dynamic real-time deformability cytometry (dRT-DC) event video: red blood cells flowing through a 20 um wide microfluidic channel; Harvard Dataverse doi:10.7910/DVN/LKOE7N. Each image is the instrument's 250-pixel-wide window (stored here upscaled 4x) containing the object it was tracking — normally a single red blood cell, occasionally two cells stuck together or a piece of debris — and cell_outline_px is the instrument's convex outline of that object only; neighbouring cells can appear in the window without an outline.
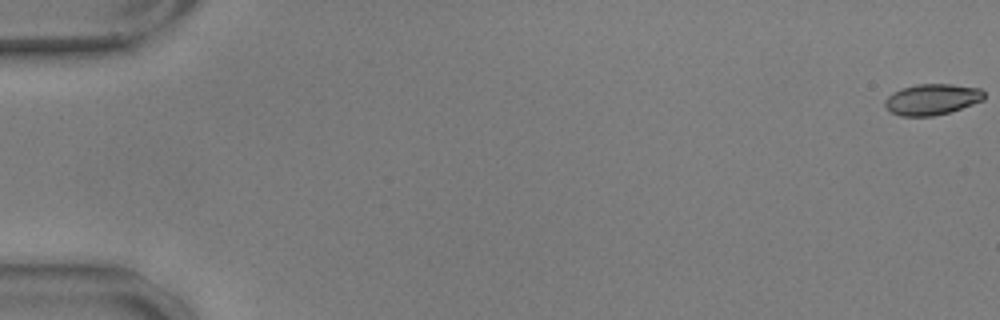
{"species": "common noctule bat (a hibernating species)", "species_latin": "Nyctalus noctula", "temperature_condition": "warm", "stored_images_in_passage": 11, "camera_frame_rate_fps": 3000, "um_per_image_px": 0.085, "animal": {"sex": "male", "body_mass_g": 17.9, "forearm_length_mm": 54.2}, "frame": {"image": 1, "passage_image": 1, "time_ms": 0.0, "image_size_px": [1000, 320], "cell_outline_px": [[984, 100], [948, 112], [932, 116], [900, 116], [892, 112], [884, 104], [884, 100], [892, 92], [900, 88], [916, 84], [952, 84], [980, 88], [984, 92]], "centroid_in_image_um": [79.2, 8.43], "position_along_channel_um": 5.8, "area_um2": 17.86}}